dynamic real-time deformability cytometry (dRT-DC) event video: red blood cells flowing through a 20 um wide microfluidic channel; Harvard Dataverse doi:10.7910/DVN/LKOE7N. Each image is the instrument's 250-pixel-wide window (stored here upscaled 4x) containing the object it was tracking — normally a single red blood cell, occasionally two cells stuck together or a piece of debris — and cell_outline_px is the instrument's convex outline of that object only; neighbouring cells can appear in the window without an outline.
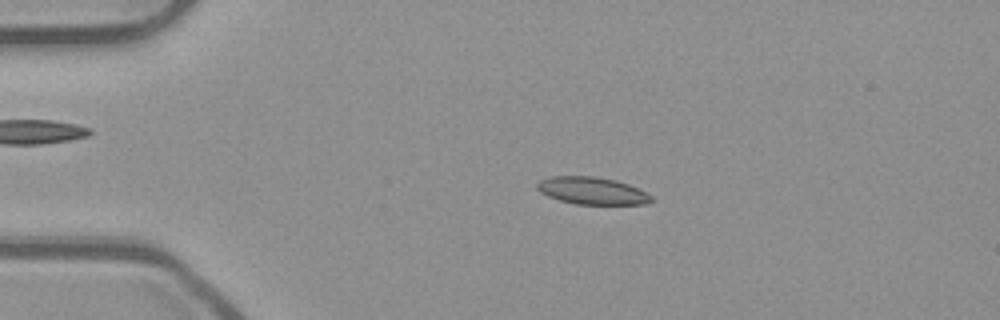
{"species": "common noctule bat (a hibernating species)", "species_latin": "Nyctalus noctula", "temperature_condition": "room temperature", "stored_images_in_passage": 43, "camera_frame_rate_fps": 3000, "um_per_image_px": 0.085, "animal": {"sex": "male", "body_mass_g": 23.1, "forearm_length_mm": 52.7}, "frame": {"image": 1, "passage_image": 2, "time_ms": 0.333, "image_size_px": [1000, 320], "cell_outline_px": [[652, 200], [648, 204], [576, 204], [560, 200], [548, 196], [540, 192], [536, 188], [536, 184], [540, 180], [548, 176], [596, 176], [616, 180], [628, 184], [652, 196]], "centroid_in_image_um": [50.29, 16.2], "position_along_channel_um": 34.7, "area_um2": 18.15}}
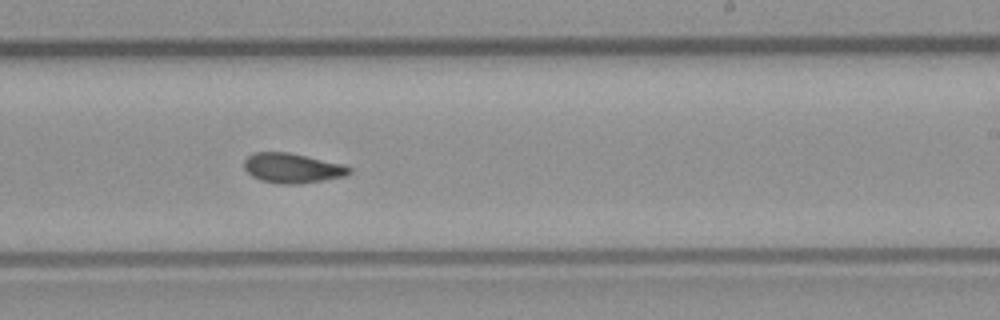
{"frame": {"image": 2, "passage_image": 23, "time_ms": 7.333, "image_size_px": [1000, 320], "cell_outline_px": [[352, 172], [344, 176], [300, 184], [280, 184], [260, 180], [252, 176], [244, 168], [244, 160], [248, 156], [256, 152], [288, 152], [344, 164], [352, 168]], "centroid_in_image_um": [24.85, 14.29], "position_along_channel_um": 264.1, "area_um2": 18.26}}
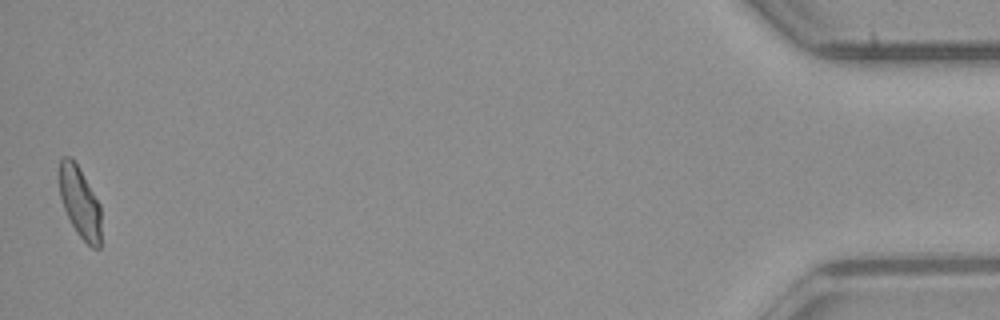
{"frame": {"image": 3, "passage_image": 43, "time_ms": 14.0, "image_size_px": [1000, 320], "cell_outline_px": [[100, 248], [92, 248], [76, 232], [64, 208], [60, 196], [60, 160], [64, 156], [72, 156], [80, 168], [100, 204]], "centroid_in_image_um": [6.8, 17.17], "position_along_channel_um": 428.4, "area_um2": 17.17}, "authors_computed_cell_mechanics": {"area_um2": 18.1492, "velocity_mm_per_s": 3.9145, "shape_relaxation_time_tau1_ms": null, "shape_relaxation_time_tau2_ms": 2.4633, "deformation_change_tau1": null, "deformation_change_tau2": 0.0774}}